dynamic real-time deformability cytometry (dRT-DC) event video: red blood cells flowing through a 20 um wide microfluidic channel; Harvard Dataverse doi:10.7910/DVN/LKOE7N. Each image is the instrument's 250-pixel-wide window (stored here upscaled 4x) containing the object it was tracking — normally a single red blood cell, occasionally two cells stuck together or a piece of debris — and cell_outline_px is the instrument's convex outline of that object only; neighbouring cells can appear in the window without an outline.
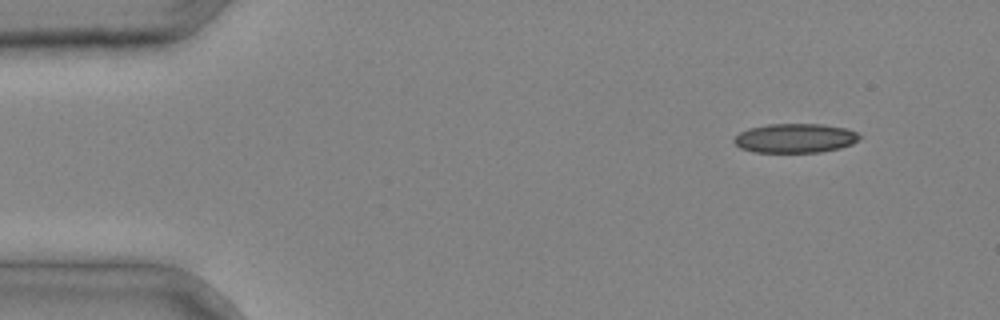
{"species": "common noctule bat (a hibernating species)", "species_latin": "Nyctalus noctula", "temperature_condition": "cold", "stored_images_in_passage": 3, "camera_frame_rate_fps": 3000, "um_per_image_px": 0.085, "animal": {"sex": "male", "body_mass_g": 20.4}, "frame": {"image": 1, "passage_image": 1, "time_ms": 0.0, "image_size_px": [1000, 320], "cell_outline_px": [[864, 136], [852, 144], [840, 148], [820, 152], [752, 152], [740, 148], [732, 140], [740, 132], [748, 128], [768, 124], [820, 124], [844, 128], [856, 132]], "centroid_in_image_um": [67.58, 11.75], "position_along_channel_um": 17.4, "area_um2": 21.44}}
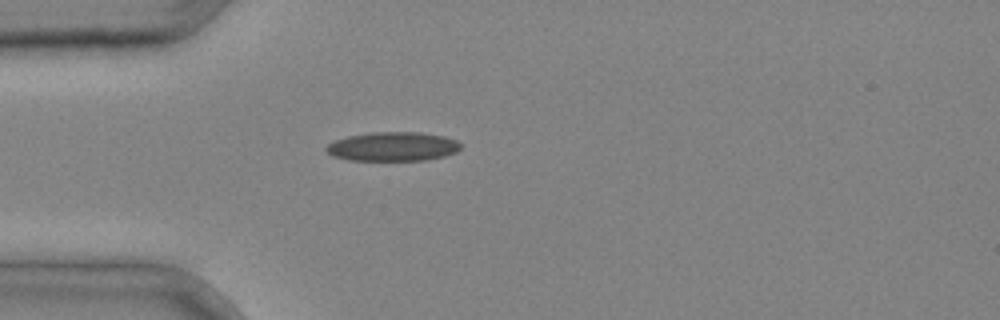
{"frame": {"image": 2, "passage_image": 3, "time_ms": 0.667, "image_size_px": [1000, 320], "cell_outline_px": [[460, 148], [456, 152], [444, 156], [424, 160], [352, 160], [332, 156], [324, 148], [328, 144], [336, 140], [348, 136], [372, 132], [420, 132], [444, 136], [456, 140], [460, 144]], "centroid_in_image_um": [33.39, 12.45], "position_along_channel_um": 51.6, "area_um2": 22.66}}